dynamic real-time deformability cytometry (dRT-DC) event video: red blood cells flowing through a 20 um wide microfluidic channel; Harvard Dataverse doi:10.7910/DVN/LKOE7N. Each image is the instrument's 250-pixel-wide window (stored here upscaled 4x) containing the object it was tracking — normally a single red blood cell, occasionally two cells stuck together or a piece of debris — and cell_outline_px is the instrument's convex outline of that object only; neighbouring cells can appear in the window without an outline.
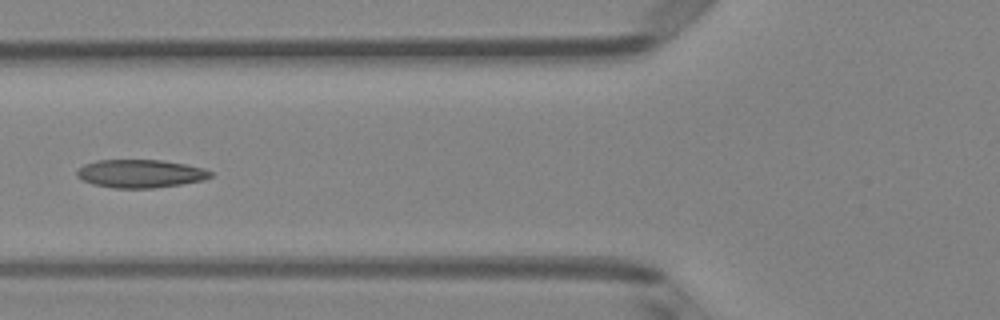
{"species": "Egyptian fruit bat (a non-hibernating species)", "species_latin": "Rousettus aegyptiacus", "temperature_condition": "room temperature", "stored_images_in_passage": 5, "camera_frame_rate_fps": 3000, "um_per_image_px": 0.085, "animal": {"sex": "female"}, "frame": {"image": 1, "passage_image": 4, "time_ms": 1.0, "image_size_px": [1000, 320], "cell_outline_px": [[212, 176], [204, 180], [180, 184], [152, 188], [116, 188], [92, 184], [76, 176], [76, 172], [84, 164], [96, 160], [160, 160], [184, 164], [204, 168], [212, 172]], "centroid_in_image_um": [11.93, 14.75], "position_along_channel_um": 113.9, "area_um2": 21.79}}
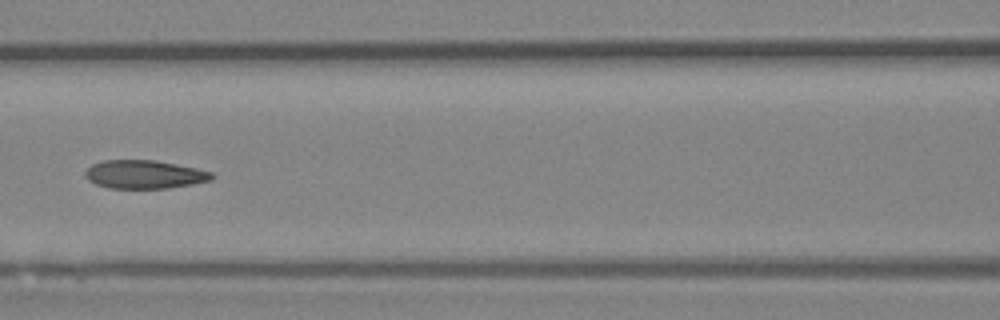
{"frame": {"image": 2, "passage_image": 5, "time_ms": 1.333, "image_size_px": [1000, 320], "cell_outline_px": [[216, 176], [212, 180], [192, 184], [168, 188], [108, 188], [96, 184], [88, 180], [84, 176], [84, 172], [92, 164], [104, 160], [156, 160], [196, 168], [212, 172]], "centroid_in_image_um": [12.28, 14.82], "position_along_channel_um": 154.3, "area_um2": 21.04}}